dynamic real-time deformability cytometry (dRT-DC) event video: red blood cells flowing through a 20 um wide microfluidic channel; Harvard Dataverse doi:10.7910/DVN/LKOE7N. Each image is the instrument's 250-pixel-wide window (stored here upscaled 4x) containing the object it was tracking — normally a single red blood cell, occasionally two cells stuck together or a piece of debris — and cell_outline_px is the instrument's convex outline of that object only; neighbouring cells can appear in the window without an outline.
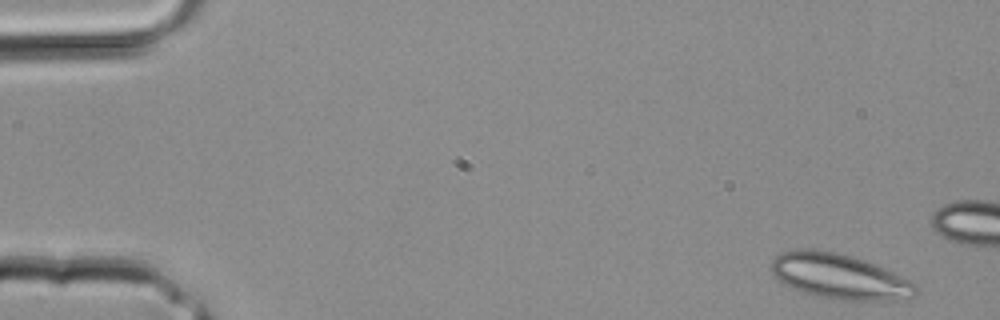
{"species": "common noctule bat (a hibernating species)", "species_latin": "Nyctalus noctula", "temperature_condition": "room temperature", "stored_images_in_passage": 3, "camera_frame_rate_fps": 3000, "um_per_image_px": 0.085, "animal": {"sex": "male", "body_mass_g": 20.4}, "frame": {"image": 1, "passage_image": 1, "time_ms": 0.0, "image_size_px": [1000, 320], "cell_outline_px": [[916, 296], [908, 300], [832, 300], [816, 296], [804, 292], [780, 280], [772, 272], [772, 260], [780, 252], [800, 248], [808, 248], [836, 252], [852, 256], [864, 260], [884, 268], [912, 280], [916, 284]], "centroid_in_image_um": [71.41, 23.5], "position_along_channel_um": 13.6, "area_um2": 38.15}}